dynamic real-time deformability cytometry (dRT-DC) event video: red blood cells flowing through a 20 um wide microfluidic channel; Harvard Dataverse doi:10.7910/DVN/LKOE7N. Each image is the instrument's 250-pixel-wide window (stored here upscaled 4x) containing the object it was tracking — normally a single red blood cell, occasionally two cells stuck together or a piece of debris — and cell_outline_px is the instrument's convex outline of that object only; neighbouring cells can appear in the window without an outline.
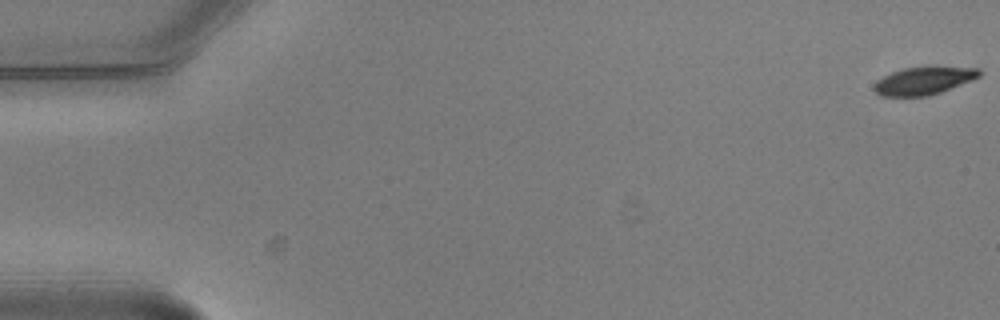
{"species": "common noctule bat (a hibernating species)", "species_latin": "Nyctalus noctula", "temperature_condition": "warm", "stored_images_in_passage": 7, "camera_frame_rate_fps": 3000, "um_per_image_px": 0.085, "animal": {"sex": "male", "body_mass_g": 20.5, "forearm_length_mm": 52.5}, "frame": {"image": 1, "passage_image": 1, "time_ms": 0.0, "image_size_px": [1000, 320], "cell_outline_px": [[980, 76], [972, 80], [940, 92], [928, 96], [880, 96], [872, 88], [876, 80], [892, 72], [904, 68], [932, 64], [936, 64], [980, 68]], "centroid_in_image_um": [78.55, 6.81], "position_along_channel_um": 6.5, "area_um2": 17.69}}
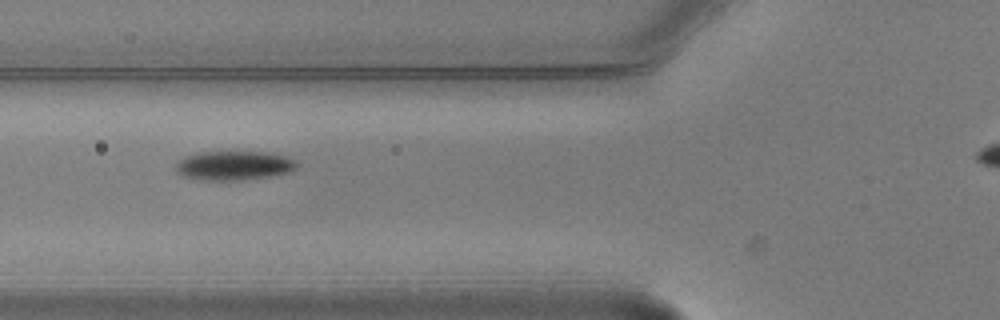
{"frame": {"image": 2, "passage_image": 7, "time_ms": 2.0, "image_size_px": [1000, 320], "cell_outline_px": [[300, 164], [296, 168], [288, 172], [268, 176], [240, 180], [192, 180], [176, 172], [176, 164], [184, 156], [200, 152], [268, 152], [284, 156], [296, 160]], "centroid_in_image_um": [19.86, 14.07], "position_along_channel_um": 105.9, "area_um2": 20.63}}